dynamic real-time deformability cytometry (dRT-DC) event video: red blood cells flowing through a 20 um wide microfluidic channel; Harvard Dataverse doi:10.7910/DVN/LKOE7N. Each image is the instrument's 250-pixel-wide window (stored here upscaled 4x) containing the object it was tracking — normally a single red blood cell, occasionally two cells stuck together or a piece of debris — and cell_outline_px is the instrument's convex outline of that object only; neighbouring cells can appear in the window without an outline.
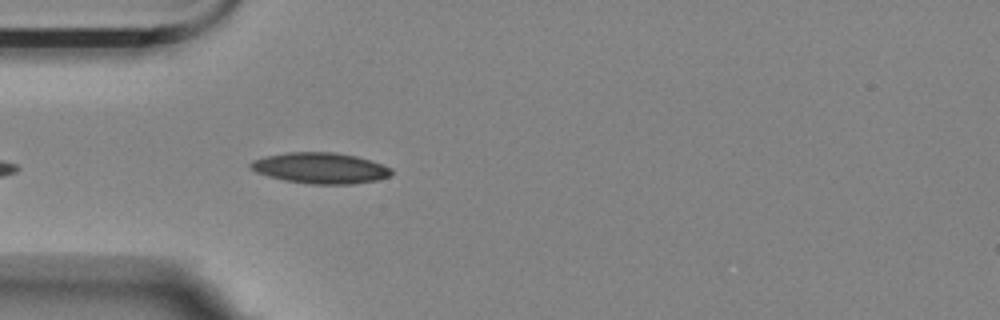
{"species": "Egyptian fruit bat (a non-hibernating species)", "species_latin": "Rousettus aegyptiacus", "temperature_condition": "room temperature", "stored_images_in_passage": 5, "camera_frame_rate_fps": 3000, "um_per_image_px": 0.085, "animal": {"sex": "female"}, "frame": {"image": 1, "passage_image": 5, "time_ms": 1.333, "image_size_px": [1000, 320], "cell_outline_px": [[392, 172], [388, 176], [376, 180], [352, 184], [312, 184], [284, 180], [268, 176], [256, 172], [248, 164], [252, 160], [268, 156], [288, 152], [336, 152], [356, 156], [384, 164], [392, 168]], "centroid_in_image_um": [27.25, 14.28], "position_along_channel_um": 57.8, "area_um2": 25.26}}